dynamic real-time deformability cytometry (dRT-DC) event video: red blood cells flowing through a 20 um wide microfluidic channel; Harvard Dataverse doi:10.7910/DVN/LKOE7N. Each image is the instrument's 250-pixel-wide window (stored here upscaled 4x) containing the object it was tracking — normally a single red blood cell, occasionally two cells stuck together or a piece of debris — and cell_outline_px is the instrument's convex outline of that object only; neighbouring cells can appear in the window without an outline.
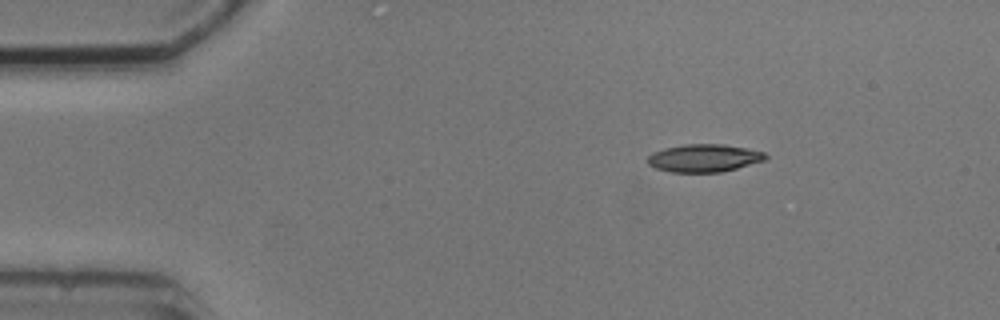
{"species": "common noctule bat (a hibernating species)", "species_latin": "Nyctalus noctula", "temperature_condition": "cold", "stored_images_in_passage": 2, "camera_frame_rate_fps": 3000, "um_per_image_px": 0.085, "animal": {"sex": "male", "body_mass_g": 20.5, "forearm_length_mm": 52.5}, "frame": {"image": 1, "passage_image": 1, "time_ms": 0.0, "image_size_px": [1000, 320], "cell_outline_px": [[768, 156], [764, 160], [736, 168], [720, 172], [672, 172], [656, 168], [648, 164], [648, 156], [652, 152], [664, 148], [684, 144], [724, 144], [748, 148], [764, 152]], "centroid_in_image_um": [59.83, 13.42], "position_along_channel_um": 25.2, "area_um2": 19.02}}